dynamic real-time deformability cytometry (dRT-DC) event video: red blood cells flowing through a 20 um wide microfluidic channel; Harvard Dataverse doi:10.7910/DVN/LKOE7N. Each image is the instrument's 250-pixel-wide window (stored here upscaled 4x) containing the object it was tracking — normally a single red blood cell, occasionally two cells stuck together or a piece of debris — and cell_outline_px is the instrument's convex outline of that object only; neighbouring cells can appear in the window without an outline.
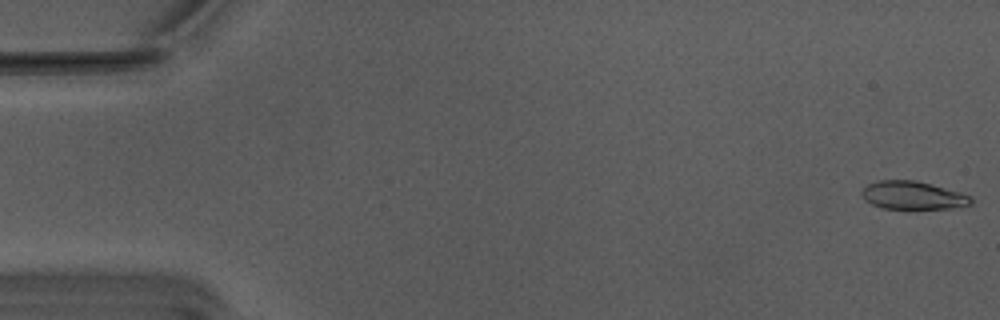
{"species": "Egyptian fruit bat (a non-hibernating species)", "species_latin": "Rousettus aegyptiacus", "temperature_condition": "warm", "stored_images_in_passage": 55, "camera_frame_rate_fps": 3000, "um_per_image_px": 0.085, "animal": {"sex": "male"}, "frame": {"image": 1, "passage_image": 1, "time_ms": 0.0, "image_size_px": [1000, 320], "cell_outline_px": [[972, 204], [948, 208], [880, 208], [864, 200], [860, 192], [868, 184], [876, 180], [916, 180], [932, 184], [960, 192], [972, 196]], "centroid_in_image_um": [77.56, 16.59], "position_along_channel_um": 7.4, "area_um2": 17.86}}
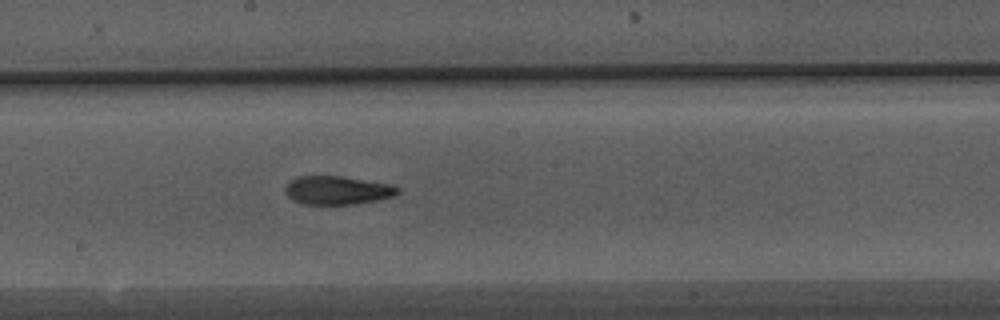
{"frame": {"image": 2, "passage_image": 30, "time_ms": 9.667, "image_size_px": [1000, 320], "cell_outline_px": [[400, 192], [392, 196], [376, 200], [356, 204], [304, 204], [288, 196], [284, 188], [292, 180], [300, 176], [340, 176], [392, 184], [400, 188]], "centroid_in_image_um": [28.72, 16.17], "position_along_channel_um": 219.5, "area_um2": 18.44}}
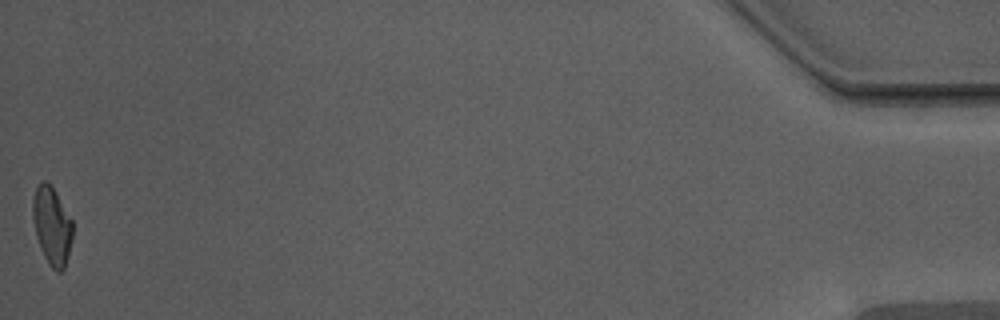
{"frame": {"image": 3, "passage_image": 55, "time_ms": 18.0, "image_size_px": [1000, 320], "cell_outline_px": [[72, 240], [64, 268], [60, 272], [56, 272], [48, 264], [40, 248], [36, 236], [32, 220], [32, 200], [36, 188], [44, 180], [52, 184], [72, 220]], "centroid_in_image_um": [4.4, 19.18], "position_along_channel_um": 430.8, "area_um2": 18.26}, "authors_computed_cell_mechanics": {"area_um2": 18.8428, "velocity_mm_per_s": 3.7748, "shape_relaxation_time_tau1_ms": 8.4697, "shape_relaxation_time_tau2_ms": 2.5899, "deformation_change_tau1": 0.2532, "deformation_change_tau2": 0.1053}}